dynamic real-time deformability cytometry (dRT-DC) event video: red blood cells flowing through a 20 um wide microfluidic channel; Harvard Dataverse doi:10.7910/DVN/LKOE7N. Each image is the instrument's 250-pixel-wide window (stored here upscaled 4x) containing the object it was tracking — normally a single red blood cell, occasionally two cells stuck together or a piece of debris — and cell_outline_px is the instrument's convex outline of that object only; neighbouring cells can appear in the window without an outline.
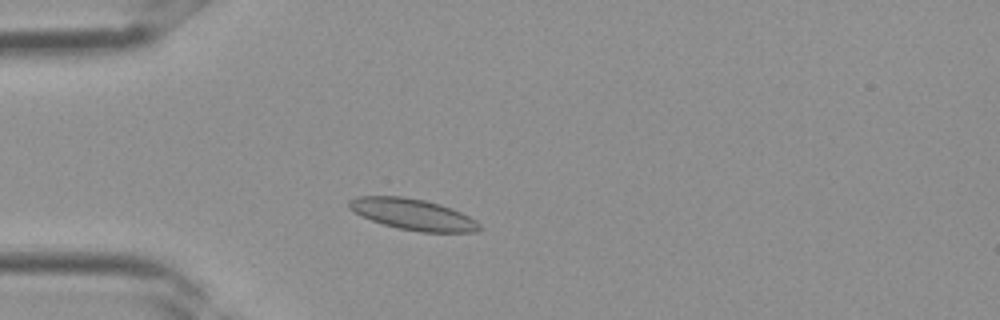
{"species": "Egyptian fruit bat (a non-hibernating species)", "species_latin": "Rousettus aegyptiacus", "temperature_condition": "room temperature", "stored_images_in_passage": 1, "camera_frame_rate_fps": 3000, "um_per_image_px": 0.085, "frame": {"image": 1, "passage_image": 1, "time_ms": 0.0, "image_size_px": [1000, 320], "cell_outline_px": [[484, 228], [476, 232], [420, 232], [400, 228], [384, 224], [360, 216], [348, 208], [348, 200], [356, 196], [404, 196], [424, 200], [440, 204], [452, 208], [476, 220]], "centroid_in_image_um": [35.1, 18.21], "position_along_channel_um": 49.9, "area_um2": 23.76}}